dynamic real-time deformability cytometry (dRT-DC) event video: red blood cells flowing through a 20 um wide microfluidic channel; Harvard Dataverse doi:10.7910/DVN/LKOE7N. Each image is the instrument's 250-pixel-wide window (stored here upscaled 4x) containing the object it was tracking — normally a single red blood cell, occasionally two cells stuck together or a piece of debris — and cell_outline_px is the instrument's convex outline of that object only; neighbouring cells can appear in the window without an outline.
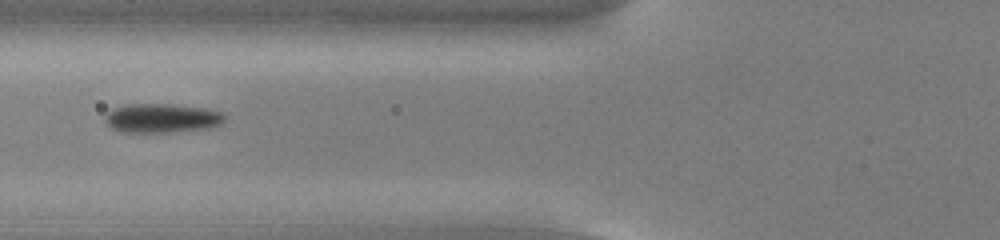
{"species": "common noctule bat (a hibernating species)", "species_latin": "Nyctalus noctula", "temperature_condition": "cold", "stored_images_in_passage": 17, "camera_frame_rate_fps": 3000, "um_per_image_px": 0.085, "animal": {"sex": "male", "body_mass_g": 13.0, "forearm_length_mm": 53.1}, "frame": {"image": 1, "passage_image": 6, "time_ms": 1.667, "image_size_px": [1000, 240], "cell_outline_px": [[224, 120], [220, 124], [208, 128], [172, 132], [120, 132], [108, 128], [104, 120], [104, 116], [112, 108], [124, 104], [172, 104], [204, 108], [220, 112], [224, 116]], "centroid_in_image_um": [13.66, 10.04], "position_along_channel_um": 112.1, "area_um2": 20.46}}
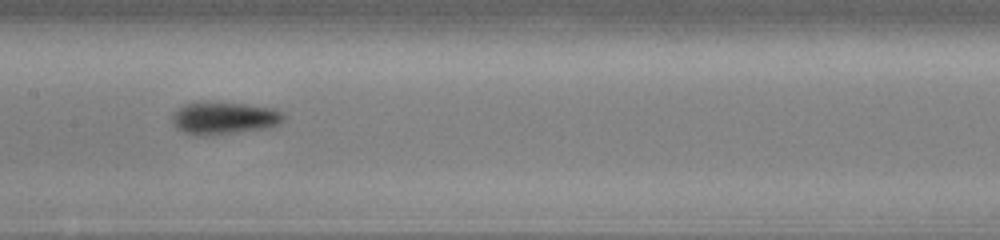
{"frame": {"image": 2, "passage_image": 12, "time_ms": 3.667, "image_size_px": [1000, 240], "cell_outline_px": [[284, 120], [280, 124], [272, 128], [204, 136], [192, 136], [176, 128], [172, 124], [172, 116], [184, 104], [244, 104], [276, 108], [284, 112]], "centroid_in_image_um": [19.12, 10.09], "position_along_channel_um": 188.3, "area_um2": 20.87}}
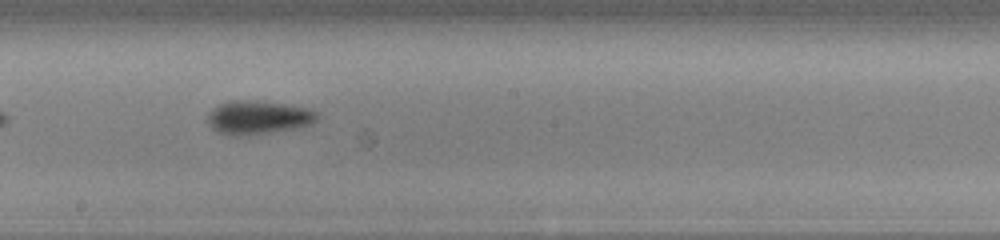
{"frame": {"image": 3, "passage_image": 15, "time_ms": 4.667, "image_size_px": [1000, 240], "cell_outline_px": [[316, 120], [312, 124], [296, 128], [240, 136], [232, 136], [220, 132], [212, 128], [208, 124], [208, 112], [212, 108], [228, 100], [256, 100], [292, 104], [308, 108], [316, 112]], "centroid_in_image_um": [21.93, 9.96], "position_along_channel_um": 226.3, "area_um2": 21.56}}